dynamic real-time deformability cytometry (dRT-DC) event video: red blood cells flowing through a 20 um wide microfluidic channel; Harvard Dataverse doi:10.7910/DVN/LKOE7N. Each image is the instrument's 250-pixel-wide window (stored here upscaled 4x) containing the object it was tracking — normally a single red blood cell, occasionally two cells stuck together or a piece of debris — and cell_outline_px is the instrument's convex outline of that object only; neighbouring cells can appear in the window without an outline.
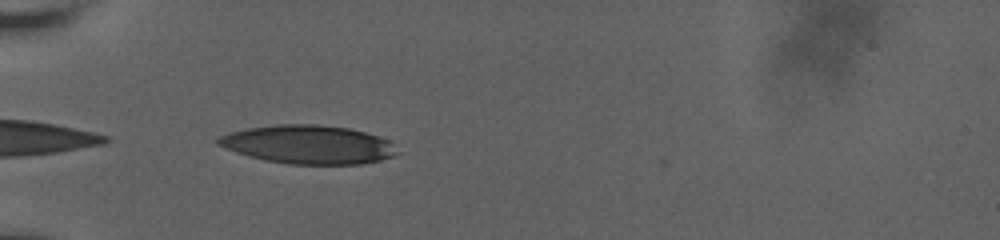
{"species": "human", "species_latin": "Homo sapiens", "temperature_condition": "room temperature", "stored_images_in_passage": 5, "camera_frame_rate_fps": 3000, "um_per_image_px": 0.085, "donor": {"sex": "male"}, "frame": {"image": 1, "passage_image": 2, "time_ms": 0.333, "image_size_px": [1000, 240], "cell_outline_px": [[400, 152], [396, 156], [380, 160], [360, 164], [288, 164], [264, 160], [248, 156], [236, 152], [216, 144], [216, 140], [220, 136], [232, 132], [248, 128], [280, 124], [316, 124], [348, 128], [364, 132], [388, 140]], "centroid_in_image_um": [26.22, 12.29], "position_along_channel_um": 58.8, "area_um2": 40.11}}
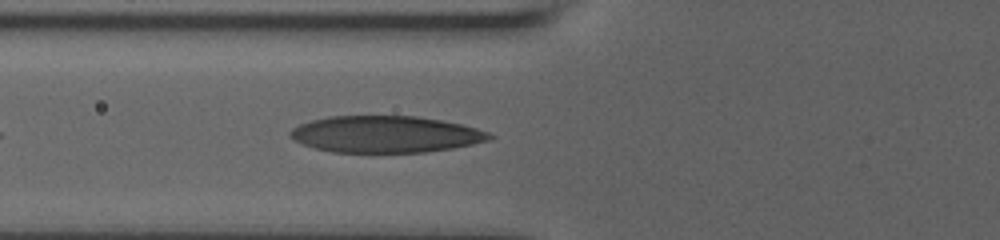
{"frame": {"image": 2, "passage_image": 5, "time_ms": 1.667, "image_size_px": [1000, 240], "cell_outline_px": [[496, 136], [488, 140], [472, 144], [452, 148], [424, 152], [332, 152], [316, 148], [304, 144], [288, 136], [288, 132], [292, 128], [300, 124], [312, 120], [328, 116], [416, 116], [440, 120], [460, 124], [476, 128], [488, 132]], "centroid_in_image_um": [32.76, 11.41], "position_along_channel_um": 93.0, "area_um2": 42.37}}